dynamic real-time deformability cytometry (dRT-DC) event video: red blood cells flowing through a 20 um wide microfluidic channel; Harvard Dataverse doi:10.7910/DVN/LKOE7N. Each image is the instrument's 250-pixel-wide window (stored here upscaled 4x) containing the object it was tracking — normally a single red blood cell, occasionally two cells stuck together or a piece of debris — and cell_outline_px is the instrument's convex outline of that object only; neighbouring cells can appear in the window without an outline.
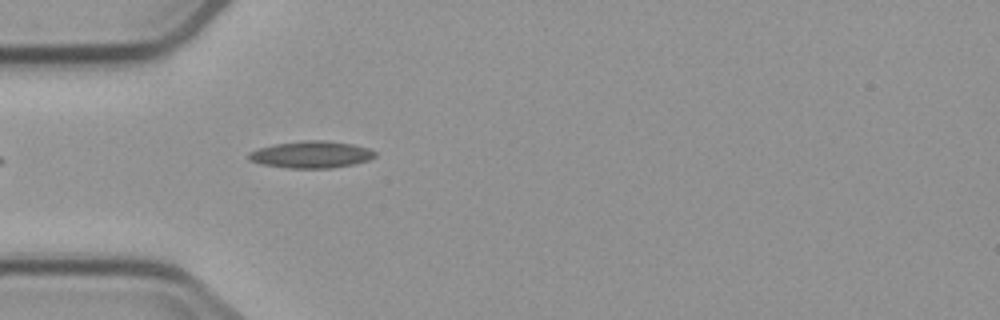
{"species": "common noctule bat (a hibernating species)", "species_latin": "Nyctalus noctula", "temperature_condition": "cold", "stored_images_in_passage": 4, "camera_frame_rate_fps": 3000, "um_per_image_px": 0.085, "animal": {"sex": "male", "body_mass_g": 23.1, "forearm_length_mm": 52.7}, "frame": {"image": 1, "passage_image": 4, "time_ms": 4.333, "image_size_px": [1000, 320], "cell_outline_px": [[376, 156], [368, 160], [352, 164], [332, 168], [288, 168], [260, 164], [248, 160], [248, 152], [260, 148], [276, 144], [304, 140], [324, 140], [352, 144], [368, 148], [376, 152]], "centroid_in_image_um": [26.44, 13.14], "position_along_channel_um": 58.6, "area_um2": 19.77}}